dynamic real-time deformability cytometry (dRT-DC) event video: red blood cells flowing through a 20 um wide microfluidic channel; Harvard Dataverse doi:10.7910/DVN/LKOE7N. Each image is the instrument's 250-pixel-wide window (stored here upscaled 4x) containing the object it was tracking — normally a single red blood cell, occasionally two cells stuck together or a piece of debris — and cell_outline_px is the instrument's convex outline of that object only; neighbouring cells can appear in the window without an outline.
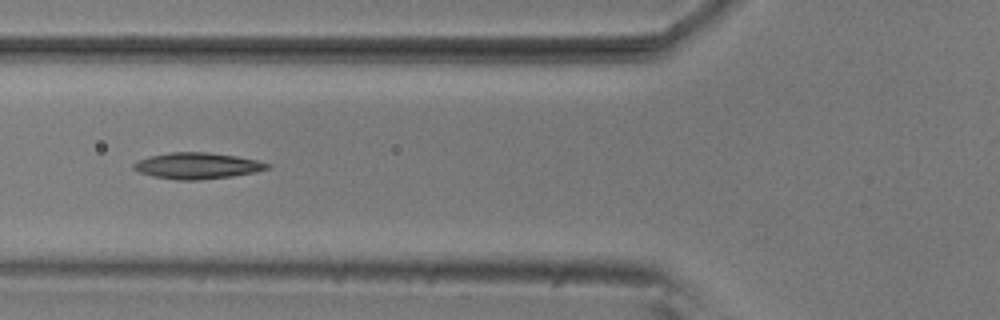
{"species": "common noctule bat (a hibernating species)", "species_latin": "Nyctalus noctula", "temperature_condition": "room temperature", "stored_images_in_passage": 7, "camera_frame_rate_fps": 3000, "um_per_image_px": 0.085, "animal": {"sex": "male", "body_mass_g": 20.5, "forearm_length_mm": 52.5}, "frame": {"image": 1, "passage_image": 6, "time_ms": 1.667, "image_size_px": [1000, 320], "cell_outline_px": [[272, 168], [256, 172], [232, 176], [200, 180], [176, 180], [152, 176], [140, 172], [132, 168], [132, 164], [148, 156], [172, 152], [208, 152], [236, 156], [256, 160], [272, 164]], "centroid_in_image_um": [16.79, 14.09], "position_along_channel_um": 109.0, "area_um2": 20.52}}
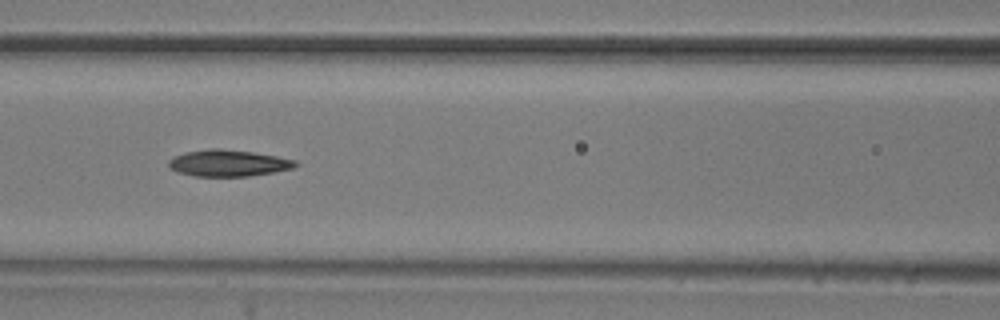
{"frame": {"image": 2, "passage_image": 7, "time_ms": 2.0, "image_size_px": [1000, 320], "cell_outline_px": [[300, 164], [292, 168], [272, 172], [248, 176], [192, 176], [176, 172], [168, 164], [168, 160], [172, 156], [184, 152], [212, 148], [220, 148], [252, 152], [276, 156], [296, 160]], "centroid_in_image_um": [19.36, 13.86], "position_along_channel_um": 147.2, "area_um2": 19.65}}